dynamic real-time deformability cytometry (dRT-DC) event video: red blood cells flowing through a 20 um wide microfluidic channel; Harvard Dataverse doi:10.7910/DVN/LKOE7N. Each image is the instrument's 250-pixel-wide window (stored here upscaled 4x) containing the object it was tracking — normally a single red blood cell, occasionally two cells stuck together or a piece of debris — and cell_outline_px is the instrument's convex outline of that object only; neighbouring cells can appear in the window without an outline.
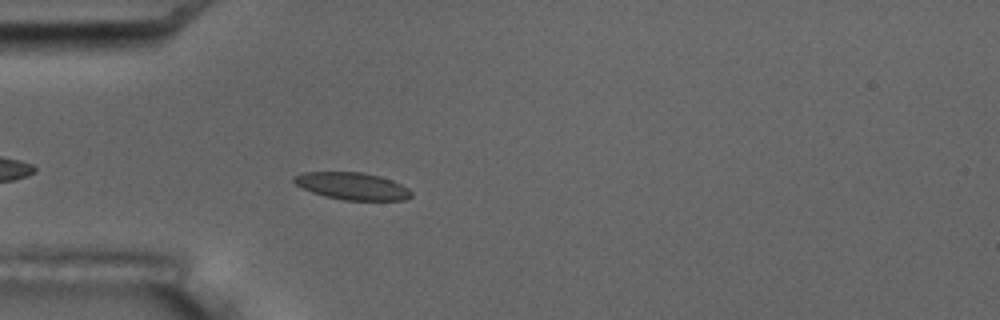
{"species": "common noctule bat (a hibernating species)", "species_latin": "Nyctalus noctula", "temperature_condition": "room temperature", "stored_images_in_passage": 6, "camera_frame_rate_fps": 3000, "um_per_image_px": 0.085, "animal": {"sex": "male", "body_mass_g": 17.5, "forearm_length_mm": 52.3}, "frame": {"image": 1, "passage_image": 6, "time_ms": 5.667, "image_size_px": [1000, 320], "cell_outline_px": [[412, 196], [404, 200], [344, 200], [324, 196], [312, 192], [296, 184], [292, 180], [292, 176], [304, 172], [360, 172], [380, 176], [392, 180], [408, 188], [412, 192]], "centroid_in_image_um": [29.93, 15.81], "position_along_channel_um": 55.1, "area_um2": 18.55}}